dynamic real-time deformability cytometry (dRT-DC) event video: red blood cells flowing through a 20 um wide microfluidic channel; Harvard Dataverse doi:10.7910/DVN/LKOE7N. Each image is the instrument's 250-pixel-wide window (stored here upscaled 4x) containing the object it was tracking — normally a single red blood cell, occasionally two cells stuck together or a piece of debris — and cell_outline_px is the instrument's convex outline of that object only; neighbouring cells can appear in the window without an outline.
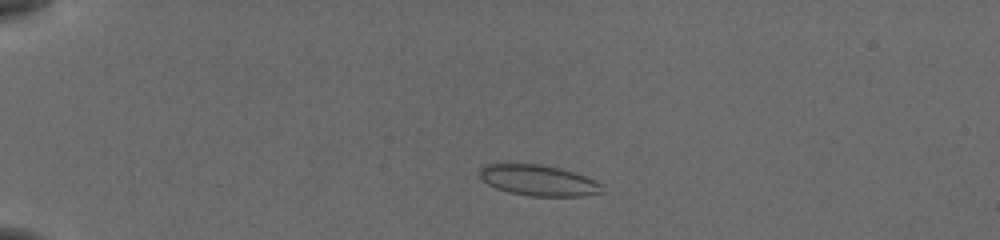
{"species": "common noctule bat (a hibernating species)", "species_latin": "Nyctalus noctula", "temperature_condition": "cold", "stored_images_in_passage": 50, "camera_frame_rate_fps": 3000, "um_per_image_px": 0.085, "animal": {"sex": "female", "body_mass_g": 19.5, "forearm_length_mm": 54.1}, "frame": {"image": 1, "passage_image": 9, "time_ms": 2.667, "image_size_px": [1000, 240], "cell_outline_px": [[604, 192], [584, 196], [532, 196], [508, 192], [496, 188], [488, 184], [480, 176], [480, 164], [540, 164], [560, 168], [584, 176], [604, 184]], "centroid_in_image_um": [45.79, 15.33], "position_along_channel_um": 39.2, "area_um2": 22.02}}
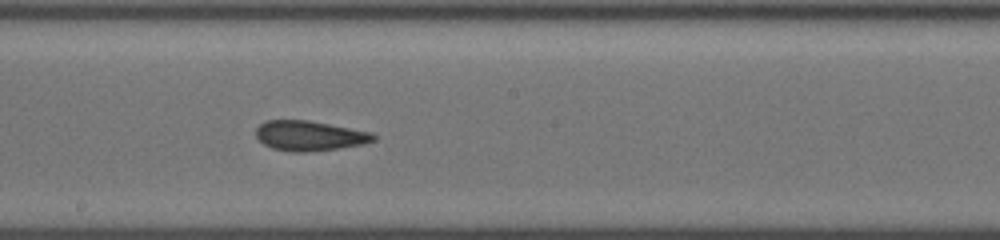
{"frame": {"image": 2, "passage_image": 28, "time_ms": 9.0, "image_size_px": [1000, 240], "cell_outline_px": [[376, 140], [364, 144], [340, 148], [304, 152], [292, 152], [272, 148], [264, 144], [256, 136], [256, 128], [264, 120], [308, 120], [372, 132], [376, 136]], "centroid_in_image_um": [26.31, 11.54], "position_along_channel_um": 221.9, "area_um2": 20.58}}
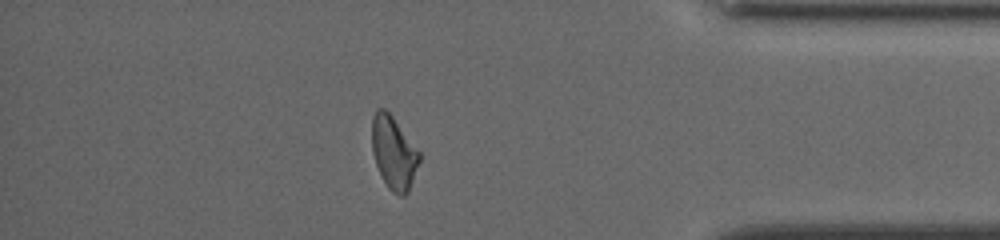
{"frame": {"image": 3, "passage_image": 44, "time_ms": 14.333, "image_size_px": [1000, 240], "cell_outline_px": [[420, 160], [408, 192], [404, 196], [400, 196], [392, 192], [388, 188], [376, 164], [372, 152], [372, 116], [376, 108], [384, 108], [392, 116], [420, 152]], "centroid_in_image_um": [33.46, 12.97], "position_along_channel_um": 401.7, "area_um2": 20.0}, "authors_computed_cell_mechanics": {"area_um2": 21.0681, "velocity_mm_per_s": 3.8174, "shape_relaxation_time_tau1_ms": 9.5475, "shape_relaxation_time_tau2_ms": 1.9167, "deformation_change_tau1": 0.1885, "deformation_change_tau2": 0.0752}}